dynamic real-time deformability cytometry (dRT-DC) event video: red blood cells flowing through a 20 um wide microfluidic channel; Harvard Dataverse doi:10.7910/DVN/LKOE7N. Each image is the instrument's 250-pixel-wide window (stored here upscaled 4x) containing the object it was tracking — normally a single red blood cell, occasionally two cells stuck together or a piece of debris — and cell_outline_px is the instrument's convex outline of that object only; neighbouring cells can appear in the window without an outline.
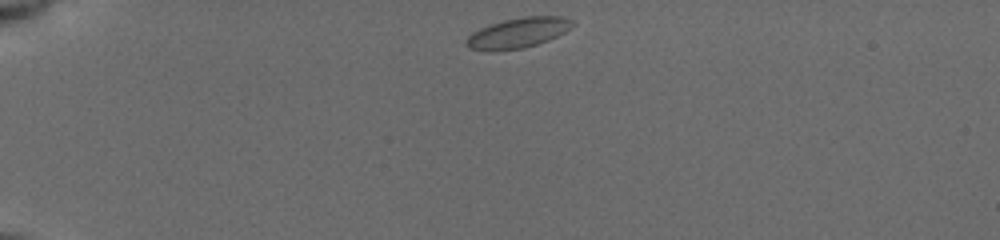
{"species": "common noctule bat (a hibernating species)", "species_latin": "Nyctalus noctula", "temperature_condition": "cold", "stored_images_in_passage": 22, "camera_frame_rate_fps": 3000, "um_per_image_px": 0.085, "animal": {"sex": "female", "body_mass_g": 19.5, "forearm_length_mm": 54.1}, "frame": {"image": 1, "passage_image": 1, "time_ms": 0.0, "image_size_px": [1000, 240], "cell_outline_px": [[576, 24], [564, 32], [548, 40], [524, 48], [492, 52], [488, 52], [468, 48], [464, 44], [464, 40], [472, 32], [480, 28], [504, 20], [524, 16], [564, 16], [572, 20]], "centroid_in_image_um": [43.99, 2.81], "position_along_channel_um": 41.0, "area_um2": 18.96}}
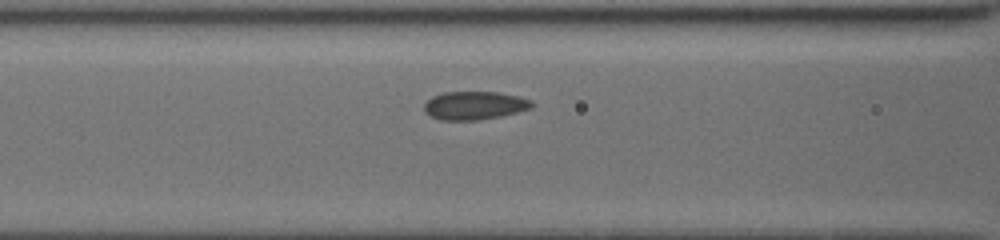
{"frame": {"image": 2, "passage_image": 14, "time_ms": 3.667, "image_size_px": [1000, 240], "cell_outline_px": [[536, 104], [532, 108], [500, 116], [476, 120], [440, 120], [424, 112], [424, 104], [432, 96], [444, 92], [500, 92], [520, 96], [532, 100]], "centroid_in_image_um": [40.36, 8.95], "position_along_channel_um": 126.2, "area_um2": 17.86}}
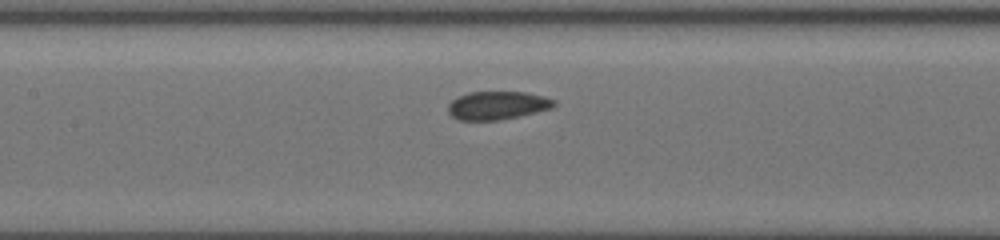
{"frame": {"image": 3, "passage_image": 17, "time_ms": 4.667, "image_size_px": [1000, 240], "cell_outline_px": [[556, 104], [552, 108], [520, 116], [500, 120], [456, 120], [448, 112], [448, 104], [456, 96], [468, 92], [524, 92], [544, 96], [556, 100]], "centroid_in_image_um": [42.26, 8.96], "position_along_channel_um": 165.1, "area_um2": 17.63}}